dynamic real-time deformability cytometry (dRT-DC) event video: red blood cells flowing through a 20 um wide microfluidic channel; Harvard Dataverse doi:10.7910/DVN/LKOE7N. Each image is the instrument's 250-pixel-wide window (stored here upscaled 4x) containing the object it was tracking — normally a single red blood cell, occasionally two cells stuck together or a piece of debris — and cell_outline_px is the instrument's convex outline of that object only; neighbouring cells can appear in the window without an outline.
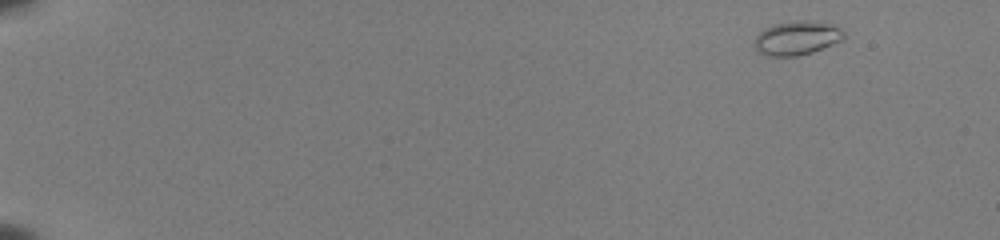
{"species": "common noctule bat (a hibernating species)", "species_latin": "Nyctalus noctula", "temperature_condition": "room temperature", "stored_images_in_passage": 49, "camera_frame_rate_fps": 3000, "um_per_image_px": 0.085, "animal": {"sex": "female", "body_mass_g": 22.0, "forearm_length_mm": 56.7}, "frame": {"image": 1, "passage_image": 1, "time_ms": 0.0, "image_size_px": [1000, 240], "cell_outline_px": [[844, 40], [812, 52], [796, 56], [768, 56], [760, 52], [756, 48], [756, 36], [764, 28], [772, 24], [796, 20], [808, 20], [832, 24], [840, 28], [844, 32]], "centroid_in_image_um": [67.76, 3.21], "position_along_channel_um": 17.2, "area_um2": 17.69}}
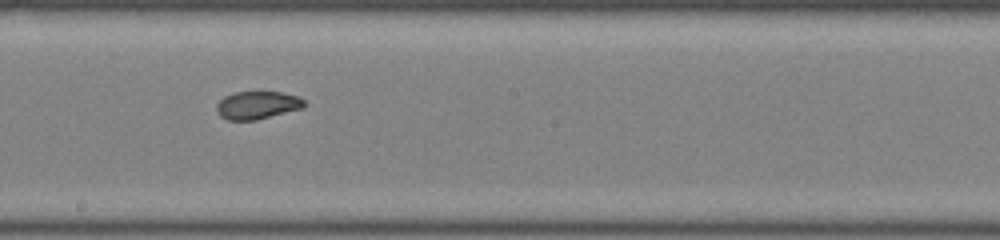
{"frame": {"image": 2, "passage_image": 29, "time_ms": 9.333, "image_size_px": [1000, 240], "cell_outline_px": [[304, 108], [256, 120], [228, 120], [220, 116], [216, 112], [216, 104], [224, 96], [232, 92], [280, 92], [300, 96], [304, 100]], "centroid_in_image_um": [21.86, 8.94], "position_along_channel_um": 226.3, "area_um2": 14.39}}
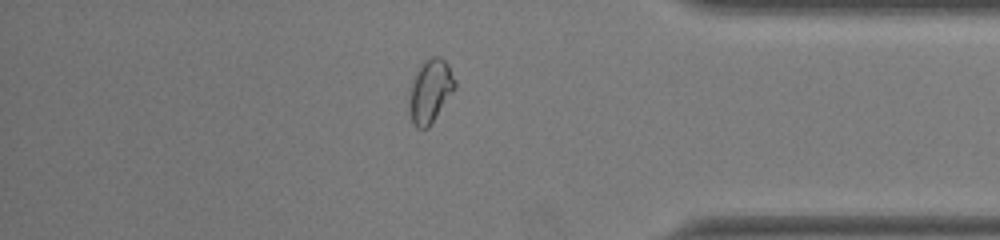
{"frame": {"image": 3, "passage_image": 43, "time_ms": 14.0, "image_size_px": [1000, 240], "cell_outline_px": [[456, 88], [428, 128], [416, 128], [408, 112], [408, 88], [420, 64], [424, 60], [432, 56], [440, 56], [448, 64], [456, 80]], "centroid_in_image_um": [36.54, 7.72], "position_along_channel_um": 398.7, "area_um2": 17.28}, "authors_computed_cell_mechanics": {"area_um2": 15.6638, "velocity_mm_per_s": 3.9724, "shape_relaxation_time_tau1_ms": null, "shape_relaxation_time_tau2_ms": 1.2047, "deformation_change_tau1": null, "deformation_change_tau2": 0.0493}}